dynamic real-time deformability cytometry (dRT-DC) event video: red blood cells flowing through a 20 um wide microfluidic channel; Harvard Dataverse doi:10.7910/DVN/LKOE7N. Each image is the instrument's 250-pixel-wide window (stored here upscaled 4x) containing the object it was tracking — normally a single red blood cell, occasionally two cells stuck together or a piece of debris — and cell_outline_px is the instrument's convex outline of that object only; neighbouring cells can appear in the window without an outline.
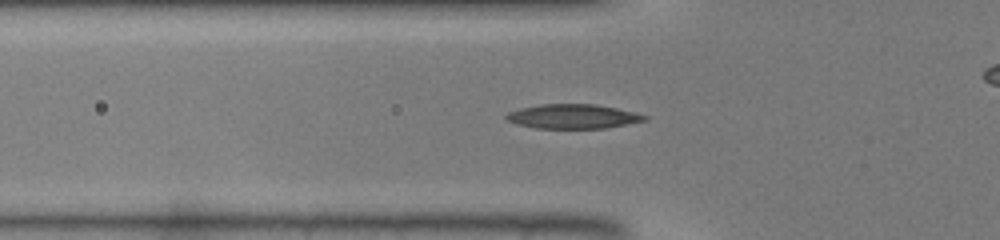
{"species": "common noctule bat (a hibernating species)", "species_latin": "Nyctalus noctula", "temperature_condition": "warm", "stored_images_in_passage": 35, "camera_frame_rate_fps": 3000, "um_per_image_px": 0.085, "animal": {"sex": "male", "body_mass_g": 19.0, "forearm_length_mm": 50.8}, "frame": {"image": 1, "passage_image": 11, "time_ms": 3.333, "image_size_px": [1000, 240], "cell_outline_px": [[648, 120], [604, 128], [536, 128], [504, 120], [504, 116], [508, 112], [520, 108], [540, 104], [592, 104], [616, 108], [648, 116]], "centroid_in_image_um": [48.66, 9.89], "position_along_channel_um": 77.1, "area_um2": 19.48}}
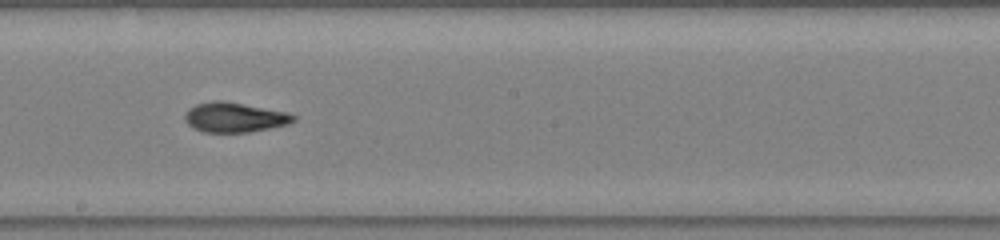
{"frame": {"image": 2, "passage_image": 21, "time_ms": 6.667, "image_size_px": [1000, 240], "cell_outline_px": [[296, 120], [288, 124], [248, 132], [204, 132], [192, 128], [184, 120], [184, 112], [188, 108], [196, 104], [212, 100], [220, 100], [288, 112], [296, 116]], "centroid_in_image_um": [19.89, 9.97], "position_along_channel_um": 228.3, "area_um2": 18.9}}
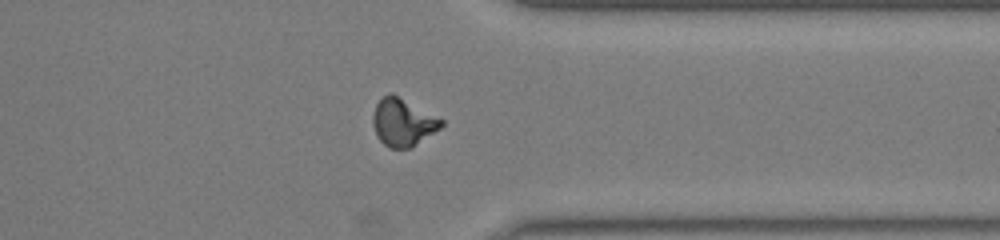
{"frame": {"image": 3, "passage_image": 31, "time_ms": 10.0, "image_size_px": [1000, 240], "cell_outline_px": [[444, 124], [440, 128], [408, 148], [388, 148], [376, 136], [372, 124], [372, 116], [376, 104], [384, 96], [392, 92], [444, 120]], "centroid_in_image_um": [34.21, 10.38], "position_along_channel_um": 377.2, "area_um2": 18.79}}